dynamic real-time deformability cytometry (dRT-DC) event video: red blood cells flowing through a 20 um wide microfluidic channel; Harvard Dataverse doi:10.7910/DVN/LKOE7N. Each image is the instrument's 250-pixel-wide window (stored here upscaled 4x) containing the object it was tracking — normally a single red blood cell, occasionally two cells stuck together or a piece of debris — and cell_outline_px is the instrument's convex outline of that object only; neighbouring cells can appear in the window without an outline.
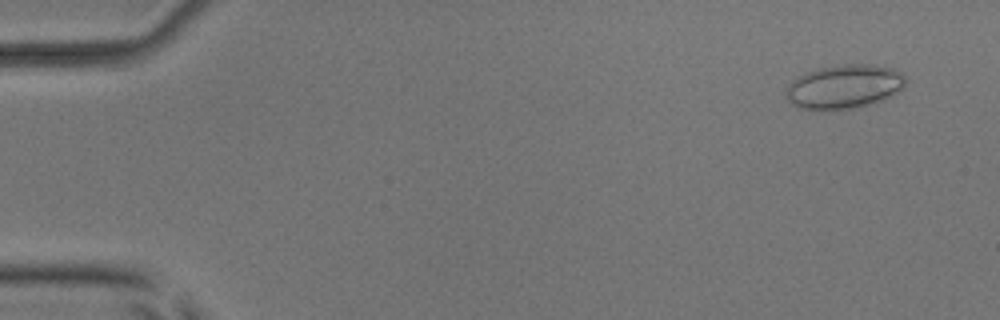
{"species": "common noctule bat (a hibernating species)", "species_latin": "Nyctalus noctula", "temperature_condition": "room temperature", "stored_images_in_passage": 53, "camera_frame_rate_fps": 3000, "um_per_image_px": 0.085, "animal": {"sex": "male", "body_mass_g": 17.9, "forearm_length_mm": 54.2}, "frame": {"image": 1, "passage_image": 4, "time_ms": 1.0, "image_size_px": [1000, 320], "cell_outline_px": [[908, 80], [904, 88], [880, 100], [868, 104], [852, 108], [796, 108], [788, 100], [788, 88], [792, 80], [796, 76], [804, 72], [816, 68], [844, 64], [876, 64], [892, 68], [900, 72]], "centroid_in_image_um": [71.78, 7.32], "position_along_channel_um": 13.2, "area_um2": 30.29}}
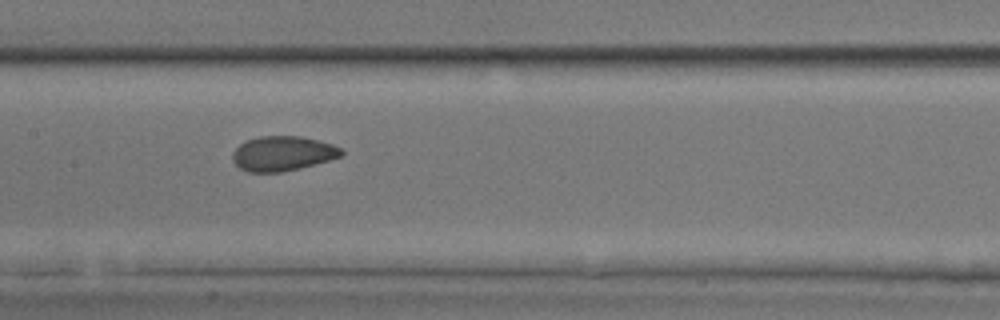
{"frame": {"image": 2, "passage_image": 27, "time_ms": 8.667, "image_size_px": [1000, 320], "cell_outline_px": [[344, 156], [300, 168], [280, 172], [248, 172], [240, 168], [232, 160], [232, 152], [240, 144], [248, 140], [260, 136], [300, 136], [332, 144], [340, 148], [344, 152]], "centroid_in_image_um": [24.03, 13.05], "position_along_channel_um": 183.4, "area_um2": 21.96}}
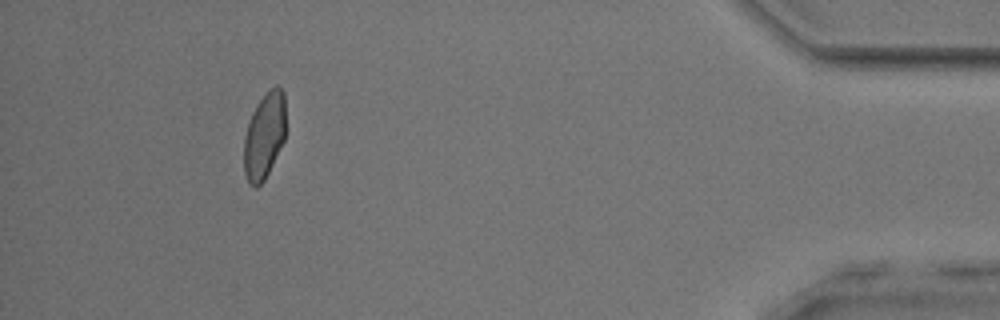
{"frame": {"image": 3, "passage_image": 49, "time_ms": 16.0, "image_size_px": [1000, 320], "cell_outline_px": [[284, 140], [264, 180], [256, 188], [248, 184], [244, 172], [244, 136], [248, 120], [252, 112], [260, 100], [276, 84], [284, 92]], "centroid_in_image_um": [22.44, 11.57], "position_along_channel_um": 412.8, "area_um2": 20.75}, "authors_computed_cell_mechanics": {"area_um2": 22.253, "velocity_mm_per_s": 3.9339, "shape_relaxation_time_tau1_ms": 5.3794, "shape_relaxation_time_tau2_ms": 0.9856, "deformation_change_tau1": 0.1062, "deformation_change_tau2": 0.0522}}